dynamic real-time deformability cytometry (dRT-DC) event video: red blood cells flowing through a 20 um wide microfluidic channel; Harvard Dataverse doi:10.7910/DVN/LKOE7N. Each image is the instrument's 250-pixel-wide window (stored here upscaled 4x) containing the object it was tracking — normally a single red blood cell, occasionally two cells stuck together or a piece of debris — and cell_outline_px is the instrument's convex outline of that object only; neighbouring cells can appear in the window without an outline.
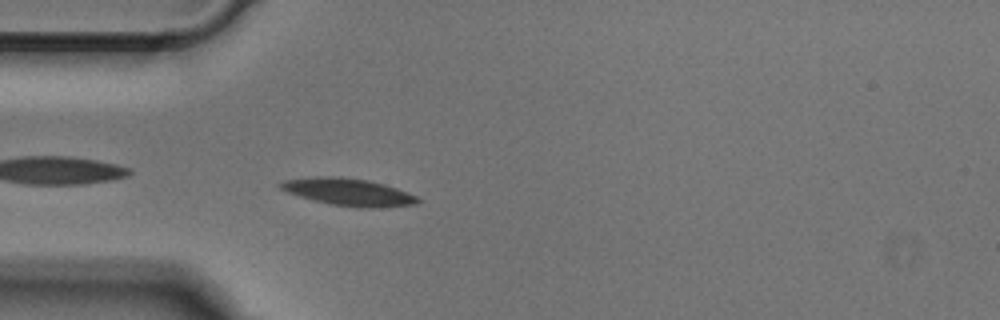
{"species": "Egyptian fruit bat (a non-hibernating species)", "species_latin": "Rousettus aegyptiacus", "temperature_condition": "cold", "stored_images_in_passage": 39, "camera_frame_rate_fps": 3000, "um_per_image_px": 0.085, "animal": {"sex": "male"}, "frame": {"image": 1, "passage_image": 2, "time_ms": 0.333, "image_size_px": [1000, 320], "cell_outline_px": [[420, 200], [416, 204], [376, 208], [356, 208], [332, 204], [300, 196], [288, 192], [280, 188], [276, 184], [284, 180], [312, 176], [340, 176], [368, 180], [384, 184], [408, 192], [416, 196]], "centroid_in_image_um": [29.61, 16.31], "position_along_channel_um": 55.4, "area_um2": 21.85}}
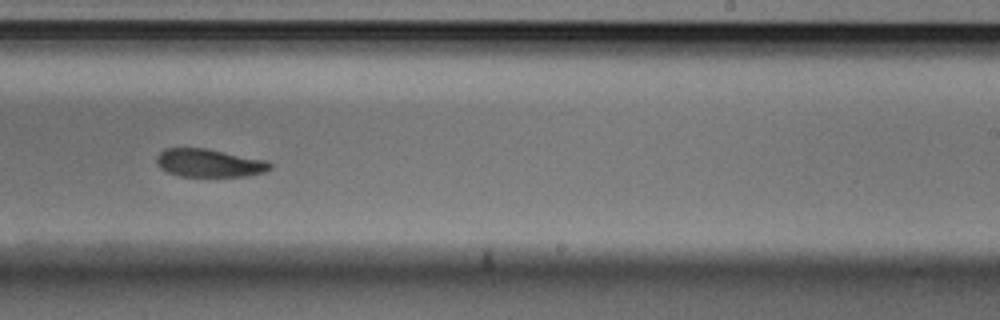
{"frame": {"image": 2, "passage_image": 19, "time_ms": 6.0, "image_size_px": [1000, 320], "cell_outline_px": [[272, 168], [264, 172], [248, 176], [180, 176], [168, 172], [160, 168], [156, 164], [156, 156], [164, 148], [208, 148], [268, 160], [272, 164]], "centroid_in_image_um": [17.8, 13.84], "position_along_channel_um": 271.2, "area_um2": 18.84}}
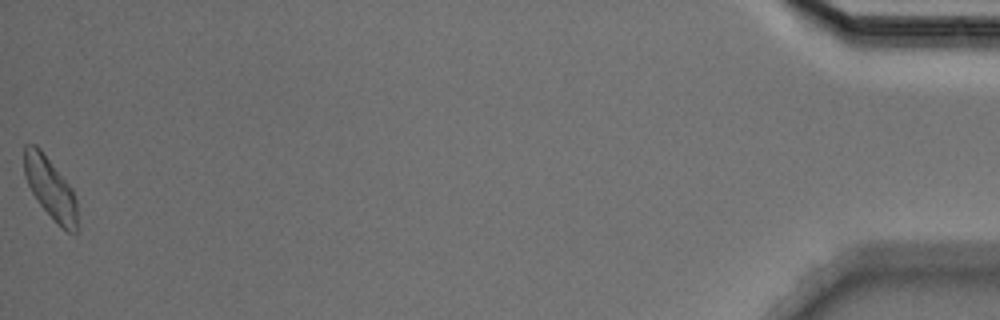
{"frame": {"image": 3, "passage_image": 39, "time_ms": 12.667, "image_size_px": [1000, 320], "cell_outline_px": [[76, 232], [68, 232], [36, 200], [24, 176], [24, 144], [36, 144], [40, 148], [72, 188], [76, 200]], "centroid_in_image_um": [4.24, 15.92], "position_along_channel_um": 431.0, "area_um2": 18.5}}